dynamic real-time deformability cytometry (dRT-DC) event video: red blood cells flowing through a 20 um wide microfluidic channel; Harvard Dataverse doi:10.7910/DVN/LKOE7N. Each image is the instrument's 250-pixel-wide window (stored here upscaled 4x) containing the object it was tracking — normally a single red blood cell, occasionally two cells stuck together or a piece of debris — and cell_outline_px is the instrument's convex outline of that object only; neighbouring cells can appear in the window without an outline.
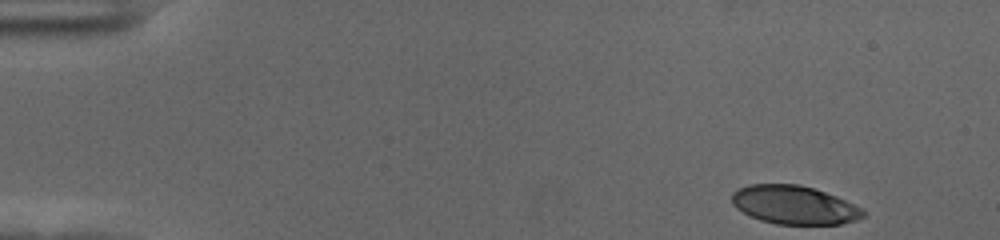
{"species": "human", "species_latin": "Homo sapiens", "temperature_condition": "cold", "stored_images_in_passage": 52, "camera_frame_rate_fps": 3000, "um_per_image_px": 0.085, "donor": {"sex": "female"}, "frame": {"image": 1, "passage_image": 1, "time_ms": 0.0, "image_size_px": [1000, 240], "cell_outline_px": [[864, 216], [856, 220], [840, 224], [776, 224], [760, 220], [748, 216], [736, 208], [732, 204], [732, 192], [740, 188], [752, 184], [800, 184], [836, 196], [864, 208]], "centroid_in_image_um": [67.5, 17.43], "position_along_channel_um": 17.5, "area_um2": 29.54}}
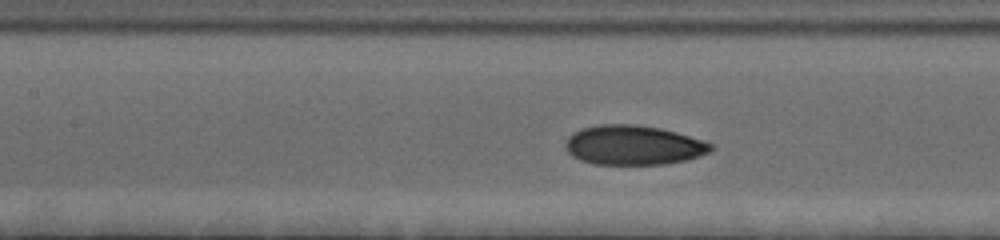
{"frame": {"image": 2, "passage_image": 22, "time_ms": 7.0, "image_size_px": [1000, 240], "cell_outline_px": [[712, 148], [708, 152], [688, 160], [664, 164], [592, 164], [580, 160], [572, 156], [564, 148], [564, 144], [568, 136], [572, 132], [584, 128], [600, 124], [636, 124], [660, 128], [676, 132], [704, 140], [712, 144]], "centroid_in_image_um": [53.8, 12.33], "position_along_channel_um": 153.6, "area_um2": 33.64}}
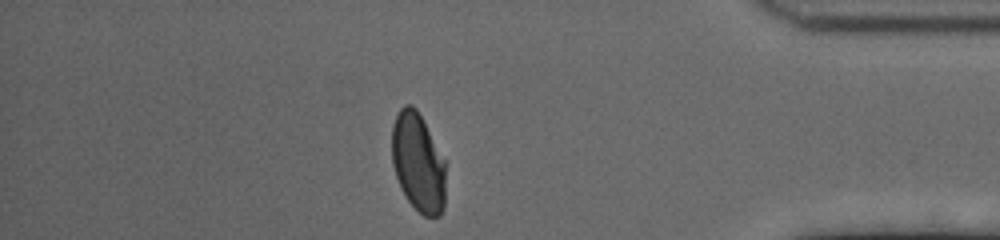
{"frame": {"image": 3, "passage_image": 45, "time_ms": 14.667, "image_size_px": [1000, 240], "cell_outline_px": [[444, 208], [440, 216], [424, 216], [408, 200], [400, 188], [392, 164], [392, 124], [400, 108], [404, 104], [412, 104], [416, 108], [444, 160]], "centroid_in_image_um": [35.51, 13.81], "position_along_channel_um": 399.7, "area_um2": 30.58}, "authors_computed_cell_mechanics": {"area_um2": 32.3969, "velocity_mm_per_s": 3.605, "shape_relaxation_time_tau1_ms": 5.0617, "shape_relaxation_time_tau2_ms": 1.4179, "deformation_change_tau1": 0.1818, "deformation_change_tau2": 0.0566}}